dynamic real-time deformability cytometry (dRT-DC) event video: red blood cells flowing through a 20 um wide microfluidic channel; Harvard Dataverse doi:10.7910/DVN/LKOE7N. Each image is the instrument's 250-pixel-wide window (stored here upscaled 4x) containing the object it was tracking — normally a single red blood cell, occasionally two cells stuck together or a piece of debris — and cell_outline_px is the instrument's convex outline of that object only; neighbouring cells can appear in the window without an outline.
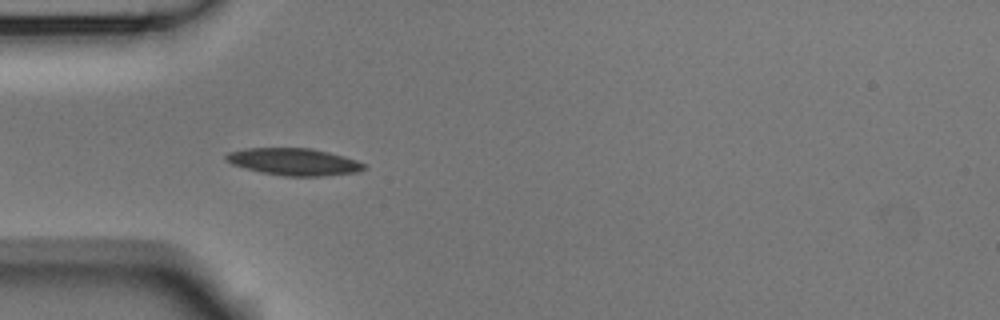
{"species": "Egyptian fruit bat (a non-hibernating species)", "species_latin": "Rousettus aegyptiacus", "temperature_condition": "room temperature", "stored_images_in_passage": 11, "camera_frame_rate_fps": 3000, "um_per_image_px": 0.085, "animal": {"sex": "male"}, "frame": {"image": 1, "passage_image": 4, "time_ms": 1.0, "image_size_px": [1000, 320], "cell_outline_px": [[364, 168], [356, 172], [324, 176], [284, 176], [260, 172], [232, 164], [224, 156], [228, 152], [244, 148], [312, 148], [344, 156], [356, 160], [364, 164]], "centroid_in_image_um": [24.96, 13.74], "position_along_channel_um": 60.0, "area_um2": 21.62}}
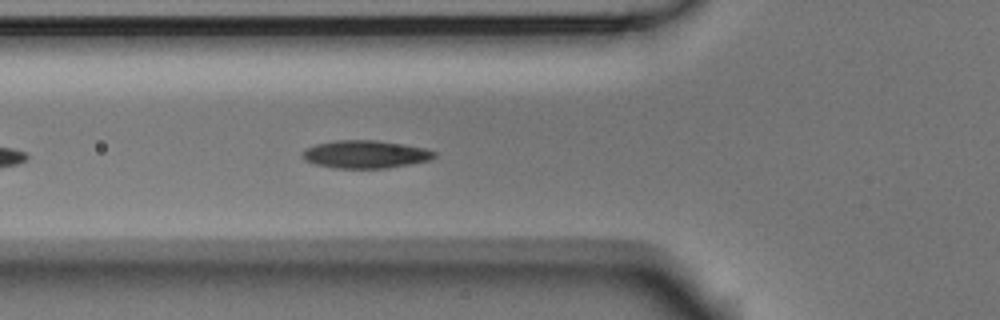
{"frame": {"image": 2, "passage_image": 7, "time_ms": 2.0, "image_size_px": [1000, 320], "cell_outline_px": [[436, 156], [428, 160], [412, 164], [388, 168], [336, 168], [316, 164], [304, 160], [300, 156], [300, 152], [304, 148], [316, 144], [336, 140], [380, 140], [404, 144], [424, 148], [436, 152]], "centroid_in_image_um": [31.02, 13.11], "position_along_channel_um": 94.8, "area_um2": 21.62}}